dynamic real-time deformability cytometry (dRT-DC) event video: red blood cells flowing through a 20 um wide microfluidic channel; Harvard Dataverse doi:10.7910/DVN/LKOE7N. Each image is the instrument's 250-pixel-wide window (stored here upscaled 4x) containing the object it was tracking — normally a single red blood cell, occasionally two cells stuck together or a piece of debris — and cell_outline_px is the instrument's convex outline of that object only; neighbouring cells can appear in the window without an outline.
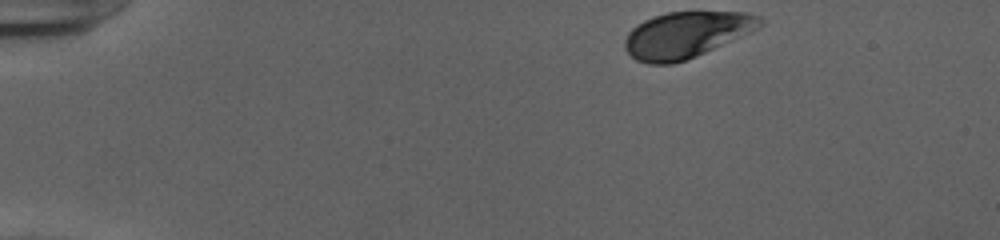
{"species": "human", "species_latin": "Homo sapiens", "temperature_condition": "cold", "stored_images_in_passage": 46, "camera_frame_rate_fps": 3000, "um_per_image_px": 0.085, "donor": {"sex": "female"}, "frame": {"image": 1, "passage_image": 1, "time_ms": 0.0, "image_size_px": [1000, 240], "cell_outline_px": [[764, 24], [760, 28], [752, 32], [696, 56], [672, 64], [648, 64], [636, 60], [624, 48], [624, 40], [628, 32], [636, 24], [652, 16], [668, 12], [748, 12], [760, 16], [764, 20]], "centroid_in_image_um": [58.35, 2.94], "position_along_channel_um": 26.7, "area_um2": 36.59}}
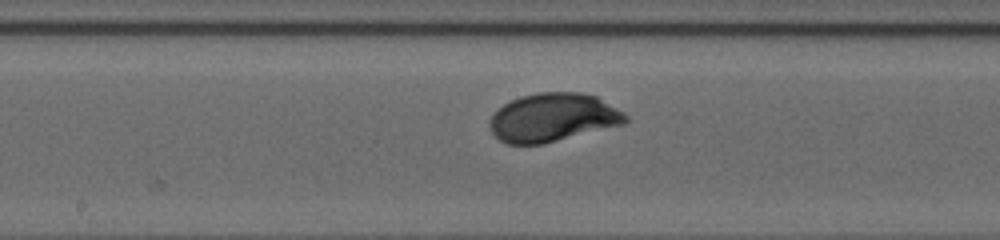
{"frame": {"image": 2, "passage_image": 22, "time_ms": 7.0, "image_size_px": [1000, 240], "cell_outline_px": [[628, 120], [624, 124], [544, 144], [508, 144], [500, 140], [488, 128], [488, 120], [504, 104], [520, 96], [536, 92], [580, 92], [596, 96], [624, 112], [628, 116]], "centroid_in_image_um": [47.0, 9.99], "position_along_channel_um": 201.2, "area_um2": 38.44}}
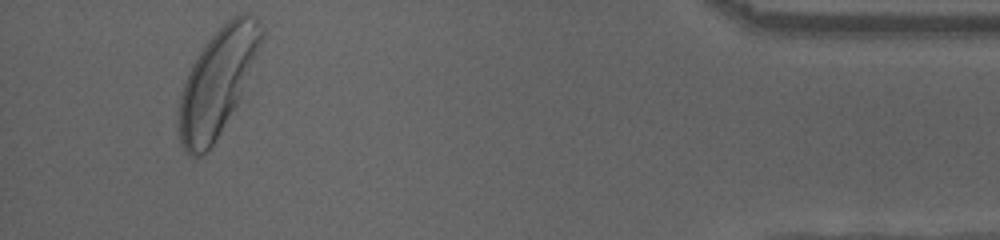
{"frame": {"image": 3, "passage_image": 43, "time_ms": 14.0, "image_size_px": [1000, 240], "cell_outline_px": [[264, 32], [260, 44], [236, 104], [212, 144], [200, 156], [188, 156], [184, 152], [180, 144], [176, 120], [180, 96], [188, 72], [192, 64], [204, 44], [232, 16], [240, 12], [244, 12], [256, 20]], "centroid_in_image_um": [18.39, 7.01], "position_along_channel_um": 416.8, "area_um2": 49.77}, "authors_computed_cell_mechanics": {"area_um2": 38.437, "velocity_mm_per_s": 3.8734, "shape_relaxation_time_tau1_ms": 1.7287, "shape_relaxation_time_tau2_ms": null, "deformation_change_tau1": 0.1234, "deformation_change_tau2": null}}